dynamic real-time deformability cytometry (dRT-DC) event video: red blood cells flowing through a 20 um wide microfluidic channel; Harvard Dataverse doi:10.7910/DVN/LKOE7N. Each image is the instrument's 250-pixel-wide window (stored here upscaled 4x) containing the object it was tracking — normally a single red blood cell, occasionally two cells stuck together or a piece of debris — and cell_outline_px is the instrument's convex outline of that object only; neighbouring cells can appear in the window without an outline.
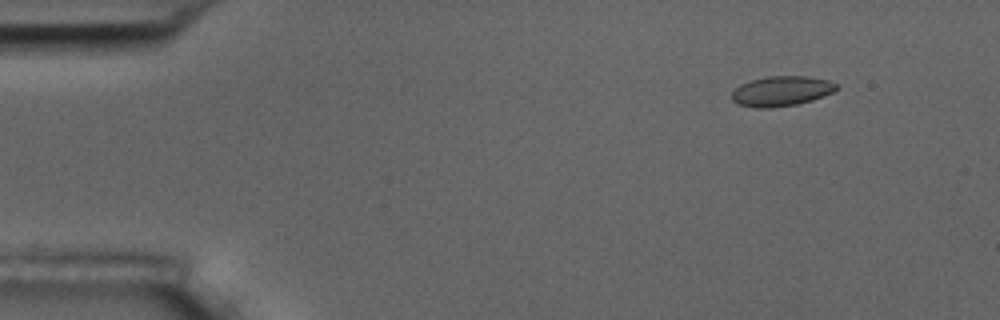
{"species": "common noctule bat (a hibernating species)", "species_latin": "Nyctalus noctula", "temperature_condition": "room temperature", "stored_images_in_passage": 5, "camera_frame_rate_fps": 3000, "um_per_image_px": 0.085, "animal": {"sex": "male", "body_mass_g": 17.5, "forearm_length_mm": 52.3}, "frame": {"image": 1, "passage_image": 1, "time_ms": 0.0, "image_size_px": [1000, 320], "cell_outline_px": [[840, 88], [824, 96], [812, 100], [796, 104], [772, 108], [756, 108], [736, 104], [732, 100], [732, 92], [740, 84], [752, 80], [768, 76], [808, 76], [828, 80], [840, 84]], "centroid_in_image_um": [66.45, 7.74], "position_along_channel_um": 18.6, "area_um2": 18.5}}